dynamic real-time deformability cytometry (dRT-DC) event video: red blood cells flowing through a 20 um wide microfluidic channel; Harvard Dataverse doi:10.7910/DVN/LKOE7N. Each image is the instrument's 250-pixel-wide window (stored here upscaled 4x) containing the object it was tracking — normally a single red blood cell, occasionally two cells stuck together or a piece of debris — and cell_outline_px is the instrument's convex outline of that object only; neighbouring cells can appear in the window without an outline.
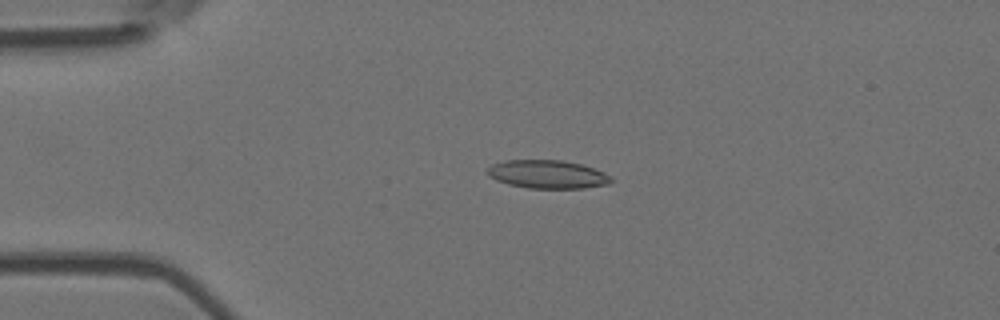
{"species": "Egyptian fruit bat (a non-hibernating species)", "species_latin": "Rousettus aegyptiacus", "temperature_condition": "room temperature", "stored_images_in_passage": 4, "camera_frame_rate_fps": 3000, "um_per_image_px": 0.085, "animal": {"sex": "female"}, "frame": {"image": 1, "passage_image": 2, "time_ms": 0.333, "image_size_px": [1000, 320], "cell_outline_px": [[612, 180], [608, 184], [584, 188], [528, 188], [508, 184], [496, 180], [488, 176], [484, 172], [492, 164], [504, 160], [564, 160], [580, 164], [604, 172], [612, 176]], "centroid_in_image_um": [46.5, 14.81], "position_along_channel_um": 38.5, "area_um2": 20.52}}